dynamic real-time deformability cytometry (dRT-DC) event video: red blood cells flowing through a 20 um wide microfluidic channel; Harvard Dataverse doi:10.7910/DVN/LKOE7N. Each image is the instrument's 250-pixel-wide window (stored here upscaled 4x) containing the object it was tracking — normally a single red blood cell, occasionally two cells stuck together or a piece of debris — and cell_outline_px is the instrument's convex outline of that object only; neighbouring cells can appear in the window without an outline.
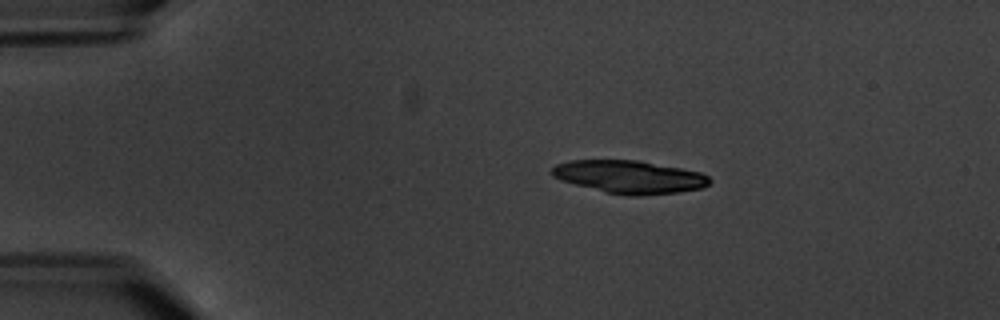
{"species": "common noctule bat (a hibernating species)", "species_latin": "Nyctalus noctula", "temperature_condition": "warm", "stored_images_in_passage": 4, "camera_frame_rate_fps": 3000, "um_per_image_px": 0.085, "animal": {"sex": "male", "body_mass_g": 20.1, "forearm_length_mm": 53.5}, "frame": {"image": 1, "passage_image": 2, "time_ms": 2.0, "image_size_px": [1000, 320], "cell_outline_px": [[712, 180], [704, 188], [676, 192], [640, 196], [628, 196], [604, 192], [560, 180], [552, 176], [548, 172], [556, 164], [572, 160], [636, 160], [680, 168], [700, 172], [708, 176]], "centroid_in_image_um": [53.47, 15.04], "position_along_channel_um": 31.5, "area_um2": 30.29}}